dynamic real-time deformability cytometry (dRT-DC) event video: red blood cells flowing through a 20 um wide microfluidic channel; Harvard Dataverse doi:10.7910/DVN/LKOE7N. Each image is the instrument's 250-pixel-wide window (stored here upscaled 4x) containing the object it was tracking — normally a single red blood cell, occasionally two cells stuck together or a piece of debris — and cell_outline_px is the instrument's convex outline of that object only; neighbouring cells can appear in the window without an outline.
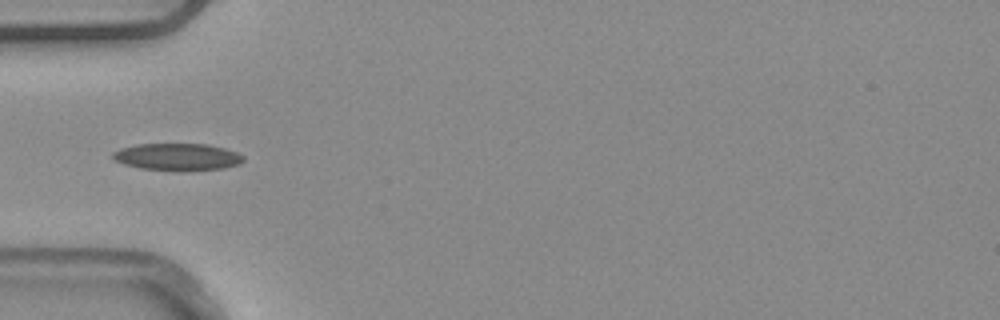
{"species": "common noctule bat (a hibernating species)", "species_latin": "Nyctalus noctula", "temperature_condition": "warm", "stored_images_in_passage": 5, "camera_frame_rate_fps": 3000, "um_per_image_px": 0.085, "animal": {"sex": "male", "body_mass_g": 20.4}, "frame": {"image": 1, "passage_image": 5, "time_ms": 1.333, "image_size_px": [1000, 320], "cell_outline_px": [[244, 160], [240, 164], [224, 168], [184, 172], [176, 172], [140, 168], [124, 164], [116, 160], [112, 156], [112, 152], [120, 148], [140, 144], [208, 144], [224, 148], [236, 152], [244, 156]], "centroid_in_image_um": [15.11, 13.36], "position_along_channel_um": 69.9, "area_um2": 20.98}}